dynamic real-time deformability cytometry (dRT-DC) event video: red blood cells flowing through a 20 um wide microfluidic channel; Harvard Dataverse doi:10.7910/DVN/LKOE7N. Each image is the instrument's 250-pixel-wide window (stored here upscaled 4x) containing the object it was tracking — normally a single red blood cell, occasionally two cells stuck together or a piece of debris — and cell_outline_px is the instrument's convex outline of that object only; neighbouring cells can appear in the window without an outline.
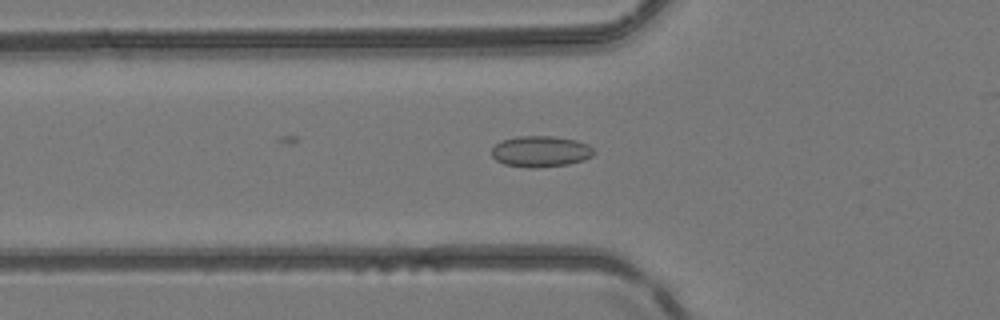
{"species": "common noctule bat (a hibernating species)", "species_latin": "Nyctalus noctula", "temperature_condition": "room temperature", "stored_images_in_passage": 38, "camera_frame_rate_fps": 3000, "um_per_image_px": 0.085, "animal": {"sex": "female", "body_mass_g": 24.6, "forearm_length_mm": 56.2}, "frame": {"image": 1, "passage_image": 12, "time_ms": 3.667, "image_size_px": [1000, 320], "cell_outline_px": [[596, 152], [592, 156], [584, 160], [568, 164], [536, 168], [528, 168], [504, 164], [496, 160], [492, 156], [492, 148], [496, 144], [504, 140], [516, 136], [552, 136], [576, 140], [588, 144]], "centroid_in_image_um": [45.97, 12.88], "position_along_channel_um": 79.8, "area_um2": 18.55}}
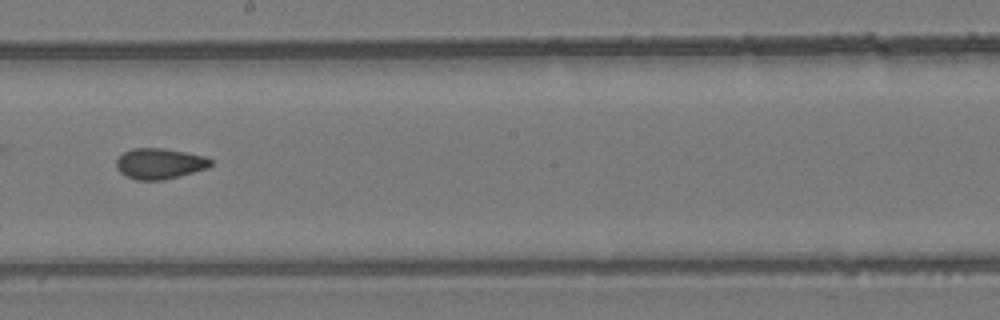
{"frame": {"image": 2, "passage_image": 23, "time_ms": 7.333, "image_size_px": [1000, 320], "cell_outline_px": [[212, 164], [208, 168], [180, 176], [164, 180], [136, 180], [120, 172], [116, 168], [116, 160], [124, 152], [132, 148], [160, 148], [184, 152], [204, 156], [212, 160]], "centroid_in_image_um": [13.57, 13.91], "position_along_channel_um": 234.6, "area_um2": 16.82}}
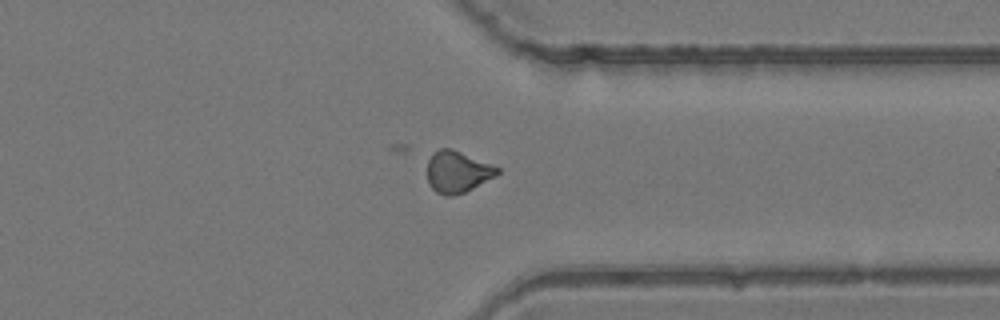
{"frame": {"image": 3, "passage_image": 33, "time_ms": 10.667, "image_size_px": [1000, 320], "cell_outline_px": [[500, 172], [496, 176], [464, 192], [452, 196], [444, 196], [436, 192], [432, 188], [428, 180], [428, 160], [440, 148], [452, 148], [500, 168]], "centroid_in_image_um": [38.89, 14.61], "position_along_channel_um": 372.5, "area_um2": 16.76}}